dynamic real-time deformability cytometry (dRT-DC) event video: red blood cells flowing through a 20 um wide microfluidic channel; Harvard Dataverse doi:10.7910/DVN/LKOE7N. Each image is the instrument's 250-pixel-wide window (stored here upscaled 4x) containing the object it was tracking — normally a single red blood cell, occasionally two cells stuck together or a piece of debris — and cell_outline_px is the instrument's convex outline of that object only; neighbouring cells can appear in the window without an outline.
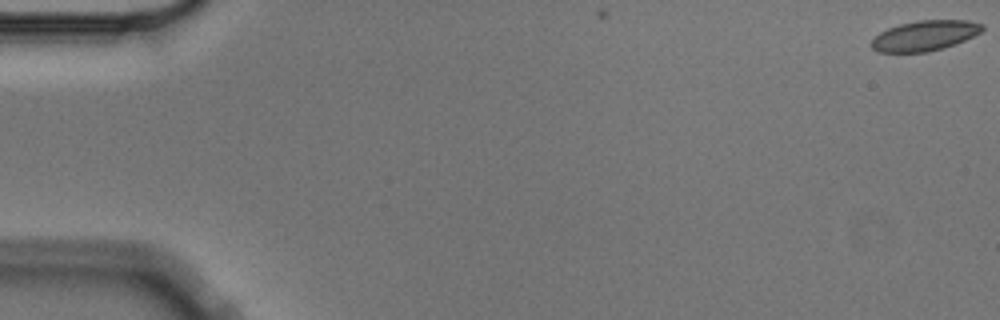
{"species": "Egyptian fruit bat (a non-hibernating species)", "species_latin": "Rousettus aegyptiacus", "temperature_condition": "cold", "stored_images_in_passage": 3, "camera_frame_rate_fps": 3000, "um_per_image_px": 0.085, "animal": {"sex": "male"}, "frame": {"image": 1, "passage_image": 1, "time_ms": 0.0, "image_size_px": [1000, 320], "cell_outline_px": [[984, 28], [980, 32], [964, 40], [944, 48], [928, 52], [876, 52], [868, 44], [880, 32], [888, 28], [900, 24], [920, 20], [968, 20], [984, 24]], "centroid_in_image_um": [78.58, 3.03], "position_along_channel_um": 6.4, "area_um2": 19.54}}